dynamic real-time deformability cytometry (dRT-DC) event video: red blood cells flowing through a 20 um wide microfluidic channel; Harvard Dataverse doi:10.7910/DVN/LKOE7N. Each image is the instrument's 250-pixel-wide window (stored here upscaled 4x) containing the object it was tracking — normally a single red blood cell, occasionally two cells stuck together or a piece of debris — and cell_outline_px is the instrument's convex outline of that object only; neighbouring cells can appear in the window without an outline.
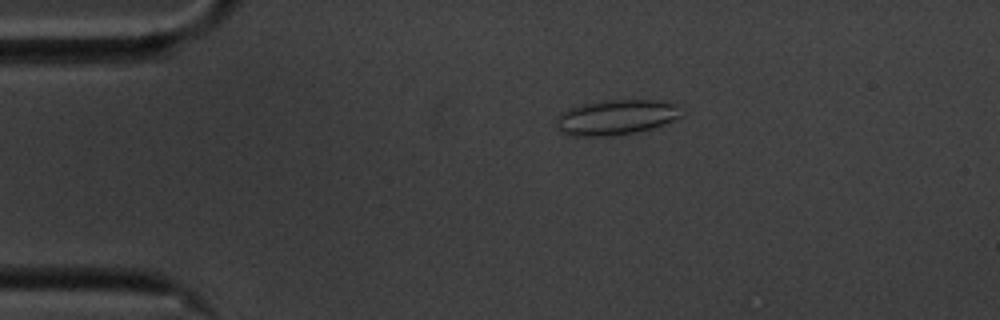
{"species": "common noctule bat (a hibernating species)", "species_latin": "Nyctalus noctula", "temperature_condition": "cold", "stored_images_in_passage": 49, "camera_frame_rate_fps": 3000, "um_per_image_px": 0.085, "animal": {"sex": "male", "body_mass_g": 20.1, "forearm_length_mm": 53.5}, "frame": {"image": 1, "passage_image": 3, "time_ms": 0.667, "image_size_px": [1000, 320], "cell_outline_px": [[684, 104], [680, 116], [672, 120], [652, 128], [636, 132], [612, 136], [568, 136], [560, 132], [556, 128], [556, 116], [560, 112], [568, 108], [580, 104], [604, 100], [660, 100]], "centroid_in_image_um": [52.35, 9.96], "position_along_channel_um": 32.7, "area_um2": 26.24}}
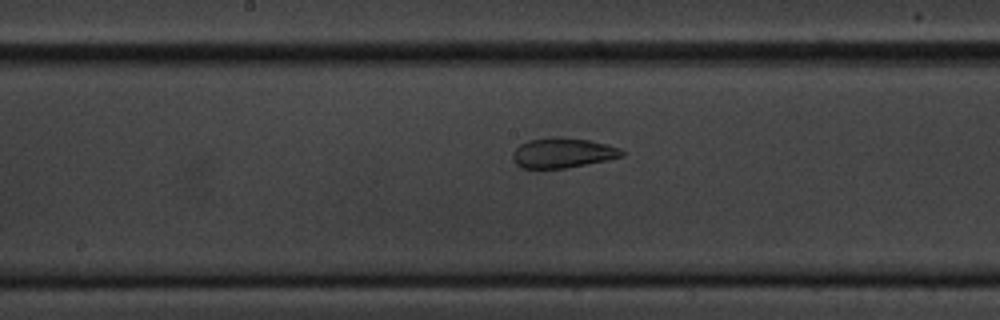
{"frame": {"image": 2, "passage_image": 21, "time_ms": 6.667, "image_size_px": [1000, 320], "cell_outline_px": [[624, 156], [608, 160], [564, 168], [520, 168], [512, 160], [512, 152], [520, 144], [528, 140], [552, 136], [560, 136], [588, 140], [608, 144], [620, 148], [624, 152]], "centroid_in_image_um": [47.81, 12.98], "position_along_channel_um": 200.4, "area_um2": 19.31}}
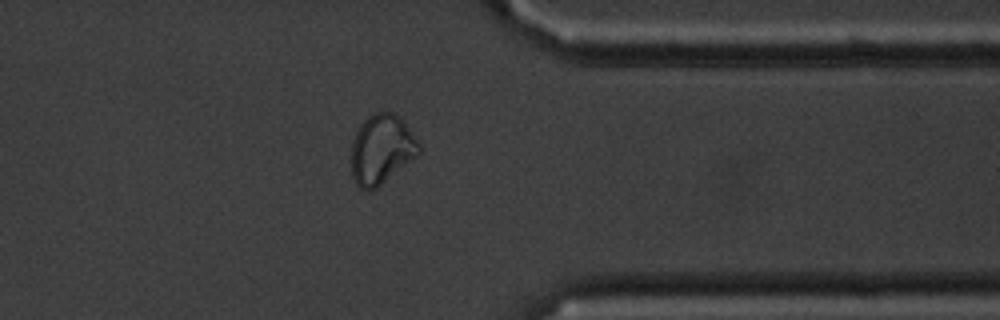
{"frame": {"image": 3, "passage_image": 37, "time_ms": 12.0, "image_size_px": [1000, 320], "cell_outline_px": [[420, 152], [416, 156], [376, 188], [368, 192], [360, 188], [356, 184], [352, 176], [352, 140], [360, 124], [372, 112], [392, 112], [404, 124], [420, 144]], "centroid_in_image_um": [32.39, 12.71], "position_along_channel_um": 379.0, "area_um2": 26.93}, "authors_computed_cell_mechanics": {"area_um2": 23.0044, "velocity_mm_per_s": 3.4925, "shape_relaxation_time_tau1_ms": null, "shape_relaxation_time_tau2_ms": 1.5896, "deformation_change_tau1": null, "deformation_change_tau2": 0.0862}}